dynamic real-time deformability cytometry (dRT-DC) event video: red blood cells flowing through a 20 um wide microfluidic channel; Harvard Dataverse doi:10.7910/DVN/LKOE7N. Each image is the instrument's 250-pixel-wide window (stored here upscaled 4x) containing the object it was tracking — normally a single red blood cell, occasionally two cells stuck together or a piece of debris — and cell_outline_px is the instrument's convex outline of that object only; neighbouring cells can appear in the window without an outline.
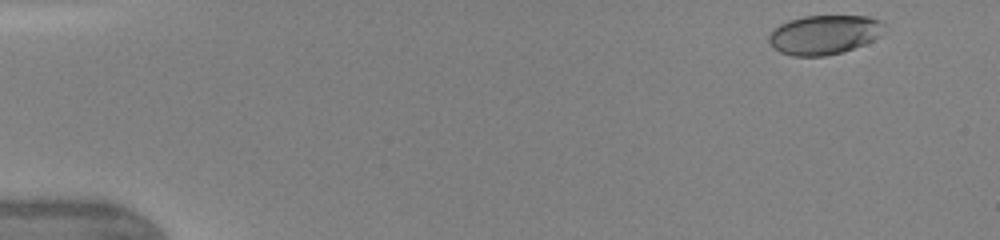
{"species": "human", "species_latin": "Homo sapiens", "temperature_condition": "warm", "stored_images_in_passage": 5, "camera_frame_rate_fps": 3000, "um_per_image_px": 0.085, "donor": {"sex": "female"}, "frame": {"image": 1, "passage_image": 1, "time_ms": 0.0, "image_size_px": [1000, 240], "cell_outline_px": [[884, 24], [880, 36], [864, 44], [844, 52], [824, 56], [792, 56], [780, 52], [768, 40], [768, 36], [780, 24], [788, 20], [804, 16], [868, 16], [880, 20]], "centroid_in_image_um": [70.07, 2.95], "position_along_channel_um": 14.9, "area_um2": 26.3}}
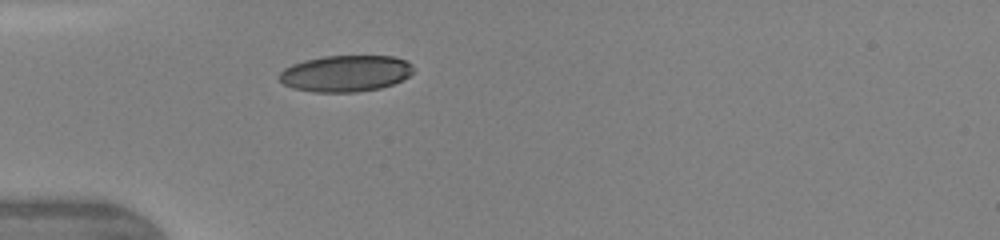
{"frame": {"image": 2, "passage_image": 5, "time_ms": 3.667, "image_size_px": [1000, 240], "cell_outline_px": [[412, 72], [408, 76], [392, 84], [380, 88], [356, 92], [312, 92], [292, 88], [284, 84], [276, 76], [284, 68], [292, 64], [304, 60], [324, 56], [392, 56], [404, 60], [412, 64]], "centroid_in_image_um": [29.32, 6.24], "position_along_channel_um": 55.7, "area_um2": 28.44}}